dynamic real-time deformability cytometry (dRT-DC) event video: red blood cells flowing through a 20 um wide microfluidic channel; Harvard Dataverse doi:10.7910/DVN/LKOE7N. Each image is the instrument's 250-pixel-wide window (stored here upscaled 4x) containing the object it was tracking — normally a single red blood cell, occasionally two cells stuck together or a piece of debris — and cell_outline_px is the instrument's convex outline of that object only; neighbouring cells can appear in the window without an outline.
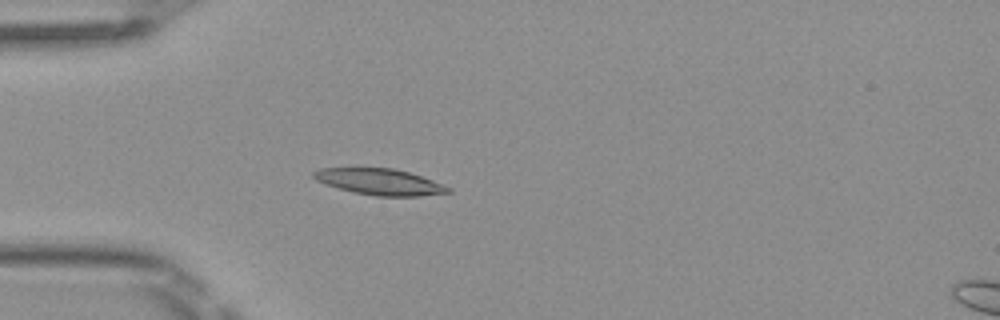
{"species": "Egyptian fruit bat (a non-hibernating species)", "species_latin": "Rousettus aegyptiacus", "temperature_condition": "room temperature", "stored_images_in_passage": 3, "camera_frame_rate_fps": 3000, "um_per_image_px": 0.085, "frame": {"image": 1, "passage_image": 3, "time_ms": 0.667, "image_size_px": [1000, 320], "cell_outline_px": [[452, 192], [420, 196], [376, 196], [352, 192], [324, 184], [316, 180], [312, 176], [312, 172], [320, 168], [392, 168], [408, 172], [432, 180], [452, 188]], "centroid_in_image_um": [32.25, 15.46], "position_along_channel_um": 52.7, "area_um2": 20.52}}